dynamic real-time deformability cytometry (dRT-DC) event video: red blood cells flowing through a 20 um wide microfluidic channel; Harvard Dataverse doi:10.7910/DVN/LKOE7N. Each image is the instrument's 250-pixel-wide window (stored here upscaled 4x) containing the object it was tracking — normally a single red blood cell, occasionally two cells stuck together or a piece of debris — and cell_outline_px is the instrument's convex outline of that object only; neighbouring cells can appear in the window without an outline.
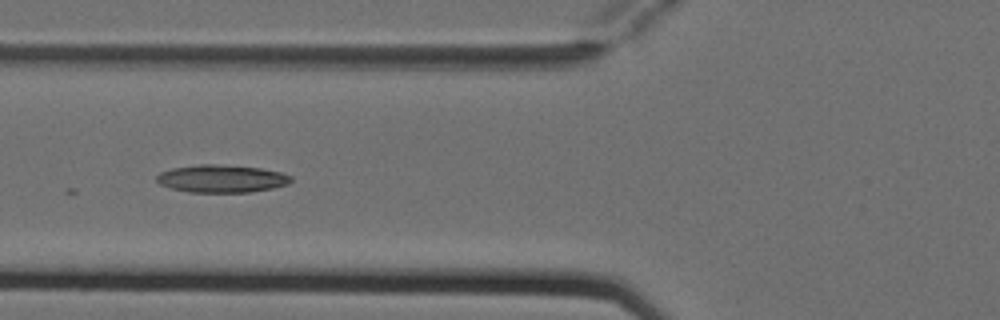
{"species": "Egyptian fruit bat (a non-hibernating species)", "species_latin": "Rousettus aegyptiacus", "temperature_condition": "cold", "stored_images_in_passage": 7, "camera_frame_rate_fps": 3000, "um_per_image_px": 0.085, "animal": {"sex": "female"}, "frame": {"image": 1, "passage_image": 5, "time_ms": 1.333, "image_size_px": [1000, 320], "cell_outline_px": [[292, 180], [288, 184], [272, 188], [248, 192], [188, 192], [172, 188], [160, 184], [156, 180], [156, 176], [160, 172], [172, 168], [200, 164], [212, 164], [260, 168], [280, 172], [292, 176]], "centroid_in_image_um": [18.83, 15.18], "position_along_channel_um": 107.0, "area_um2": 21.5}}
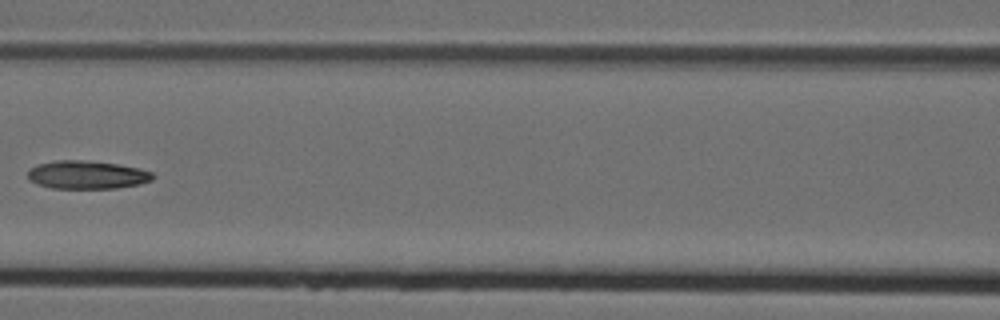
{"frame": {"image": 2, "passage_image": 6, "time_ms": 1.667, "image_size_px": [1000, 320], "cell_outline_px": [[156, 176], [152, 180], [140, 184], [116, 188], [52, 188], [36, 184], [28, 180], [28, 168], [36, 164], [56, 160], [80, 160], [116, 164], [140, 168], [152, 172]], "centroid_in_image_um": [7.37, 14.86], "position_along_channel_um": 159.2, "area_um2": 20.69}}
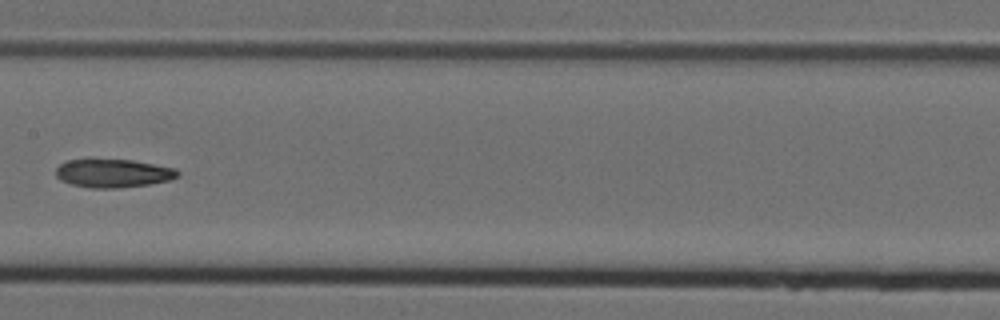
{"frame": {"image": 3, "passage_image": 7, "time_ms": 2.0, "image_size_px": [1000, 320], "cell_outline_px": [[180, 176], [168, 180], [148, 184], [116, 188], [88, 188], [72, 184], [60, 180], [56, 176], [56, 168], [64, 160], [88, 156], [132, 160], [176, 168], [180, 172]], "centroid_in_image_um": [9.54, 14.67], "position_along_channel_um": 197.9, "area_um2": 21.04}}